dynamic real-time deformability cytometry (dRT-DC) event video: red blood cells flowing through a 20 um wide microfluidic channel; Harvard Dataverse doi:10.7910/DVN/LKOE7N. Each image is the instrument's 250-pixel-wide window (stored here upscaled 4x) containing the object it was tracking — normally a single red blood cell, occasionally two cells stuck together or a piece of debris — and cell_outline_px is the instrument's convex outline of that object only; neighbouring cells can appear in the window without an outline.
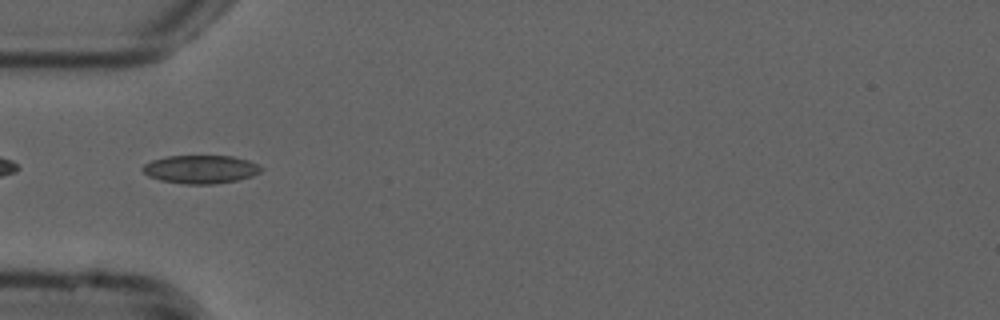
{"species": "common noctule bat (a hibernating species)", "species_latin": "Nyctalus noctula", "temperature_condition": "cold", "stored_images_in_passage": 39, "camera_frame_rate_fps": 3000, "um_per_image_px": 0.085, "animal": {"sex": "male", "forearm_length_mm": 52.5}, "frame": {"image": 1, "passage_image": 2, "time_ms": 0.333, "image_size_px": [1000, 320], "cell_outline_px": [[264, 168], [260, 172], [252, 176], [236, 180], [216, 184], [184, 184], [160, 180], [148, 176], [140, 168], [144, 164], [152, 160], [168, 156], [232, 156], [248, 160]], "centroid_in_image_um": [17.04, 14.39], "position_along_channel_um": 68.0, "area_um2": 19.54}}
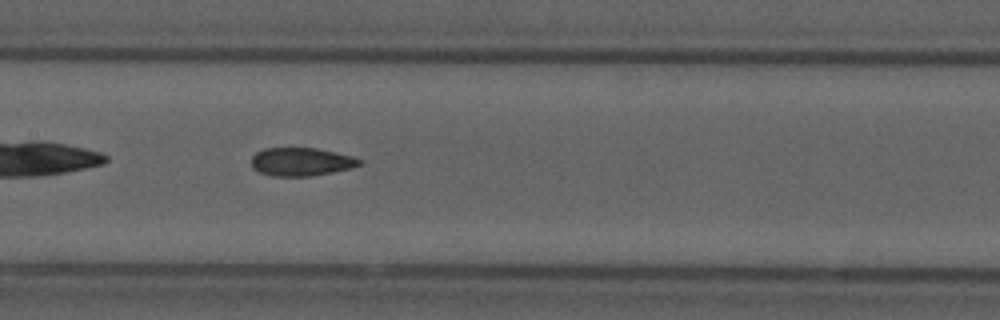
{"frame": {"image": 2, "passage_image": 11, "time_ms": 3.333, "image_size_px": [1000, 320], "cell_outline_px": [[364, 160], [360, 164], [352, 168], [312, 176], [272, 176], [260, 172], [252, 168], [252, 156], [256, 152], [264, 148], [316, 148], [356, 156]], "centroid_in_image_um": [25.64, 13.74], "position_along_channel_um": 181.8, "area_um2": 17.98}}
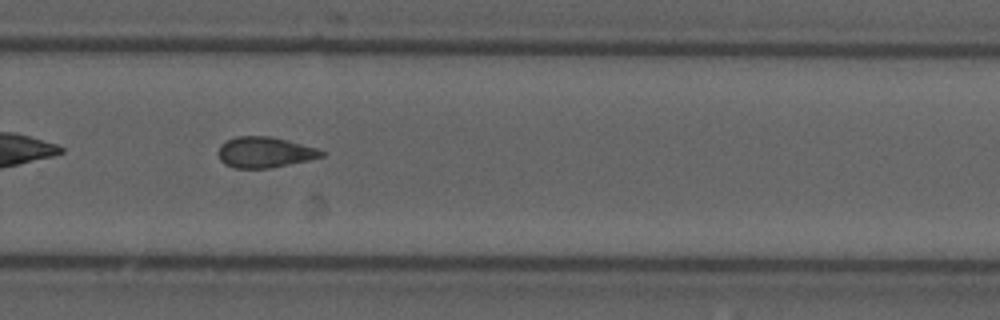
{"frame": {"image": 3, "passage_image": 21, "time_ms": 6.667, "image_size_px": [1000, 320], "cell_outline_px": [[324, 156], [308, 160], [272, 168], [236, 168], [224, 164], [220, 160], [216, 152], [220, 144], [236, 136], [268, 136], [316, 148], [324, 152]], "centroid_in_image_um": [22.44, 12.95], "position_along_channel_um": 307.4, "area_um2": 18.38}, "authors_computed_cell_mechanics": {"area_um2": 18.8428, "velocity_mm_per_s": 3.7906, "shape_relaxation_time_tau1_ms": null, "shape_relaxation_time_tau2_ms": 3.2156, "deformation_change_tau1": null, "deformation_change_tau2": 0.0851}}